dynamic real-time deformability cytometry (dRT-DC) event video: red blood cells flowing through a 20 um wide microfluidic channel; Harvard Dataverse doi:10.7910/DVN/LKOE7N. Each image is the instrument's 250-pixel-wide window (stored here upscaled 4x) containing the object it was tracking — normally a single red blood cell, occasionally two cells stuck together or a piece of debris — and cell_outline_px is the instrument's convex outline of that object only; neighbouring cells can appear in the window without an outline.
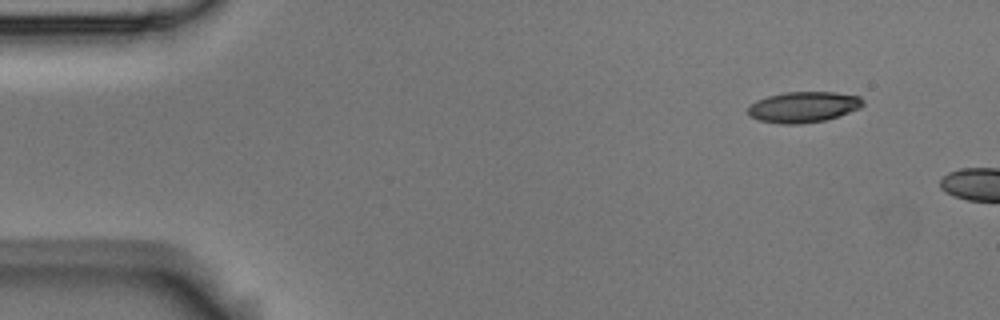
{"species": "Egyptian fruit bat (a non-hibernating species)", "species_latin": "Rousettus aegyptiacus", "temperature_condition": "room temperature", "stored_images_in_passage": 2, "camera_frame_rate_fps": 3000, "um_per_image_px": 0.085, "animal": {"sex": "male"}, "frame": {"image": 1, "passage_image": 1, "time_ms": 0.0, "image_size_px": [1000, 320], "cell_outline_px": [[864, 104], [860, 108], [824, 120], [800, 124], [780, 124], [760, 120], [748, 116], [748, 108], [756, 100], [768, 96], [784, 92], [836, 92], [860, 96], [864, 100]], "centroid_in_image_um": [68.29, 9.09], "position_along_channel_um": 16.7, "area_um2": 20.58}}